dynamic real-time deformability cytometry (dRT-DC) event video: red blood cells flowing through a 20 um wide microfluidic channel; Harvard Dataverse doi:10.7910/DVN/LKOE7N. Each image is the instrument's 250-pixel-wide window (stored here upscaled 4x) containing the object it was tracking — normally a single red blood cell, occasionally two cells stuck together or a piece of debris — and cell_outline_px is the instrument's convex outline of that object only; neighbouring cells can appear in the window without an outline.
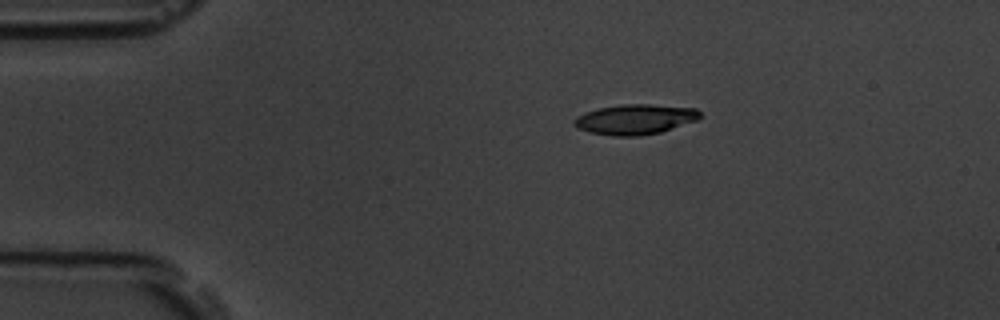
{"species": "common noctule bat (a hibernating species)", "species_latin": "Nyctalus noctula", "temperature_condition": "room temperature", "stored_images_in_passage": 3, "camera_frame_rate_fps": 3000, "um_per_image_px": 0.085, "animal": {"sex": "male", "body_mass_g": 19.5, "forearm_length_mm": 54.6}, "frame": {"image": 1, "passage_image": 1, "time_ms": 0.0, "image_size_px": [1000, 320], "cell_outline_px": [[704, 116], [696, 120], [660, 132], [640, 136], [612, 136], [588, 132], [576, 128], [572, 124], [572, 120], [576, 116], [584, 112], [600, 108], [620, 104], [652, 104], [696, 108]], "centroid_in_image_um": [53.94, 10.14], "position_along_channel_um": 31.1, "area_um2": 22.37}}